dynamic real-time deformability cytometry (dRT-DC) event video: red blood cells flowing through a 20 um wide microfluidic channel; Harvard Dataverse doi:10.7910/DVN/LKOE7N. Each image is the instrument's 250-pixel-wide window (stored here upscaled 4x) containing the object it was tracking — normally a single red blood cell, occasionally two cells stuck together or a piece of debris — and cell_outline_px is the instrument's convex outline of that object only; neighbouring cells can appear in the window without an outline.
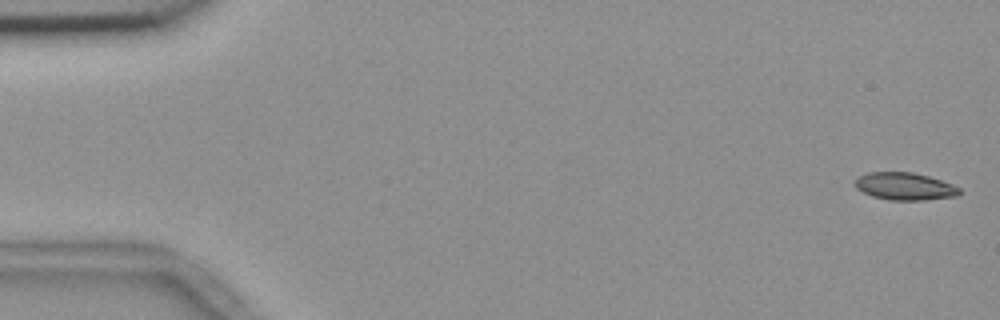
{"species": "common noctule bat (a hibernating species)", "species_latin": "Nyctalus noctula", "temperature_condition": "room temperature", "stored_images_in_passage": 6, "camera_frame_rate_fps": 3000, "um_per_image_px": 0.085, "animal": {"sex": "female", "body_mass_g": 18.4}, "frame": {"image": 1, "passage_image": 1, "time_ms": 0.0, "image_size_px": [1000, 320], "cell_outline_px": [[960, 192], [956, 196], [924, 200], [888, 200], [872, 196], [856, 188], [856, 180], [860, 176], [868, 172], [912, 172], [928, 176], [952, 184], [960, 188]], "centroid_in_image_um": [76.91, 15.84], "position_along_channel_um": 8.1, "area_um2": 16.53}}